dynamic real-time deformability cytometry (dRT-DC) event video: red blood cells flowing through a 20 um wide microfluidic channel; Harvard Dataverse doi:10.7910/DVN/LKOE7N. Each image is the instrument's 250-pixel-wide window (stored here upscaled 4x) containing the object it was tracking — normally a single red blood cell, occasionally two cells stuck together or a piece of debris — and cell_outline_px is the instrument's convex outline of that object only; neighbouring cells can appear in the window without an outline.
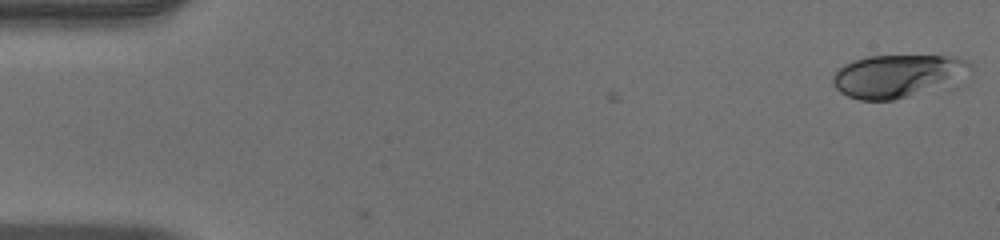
{"species": "human", "species_latin": "Homo sapiens", "temperature_condition": "warm", "stored_images_in_passage": 51, "camera_frame_rate_fps": 3000, "um_per_image_px": 0.085, "donor": {"sex": "male"}, "frame": {"image": 1, "passage_image": 1, "time_ms": 0.0, "image_size_px": [1000, 240], "cell_outline_px": [[976, 68], [908, 96], [892, 100], [860, 100], [848, 96], [840, 92], [832, 84], [832, 76], [844, 64], [852, 60], [868, 56], [956, 56], [968, 60]], "centroid_in_image_um": [76.15, 6.41], "position_along_channel_um": 8.8, "area_um2": 33.06}}
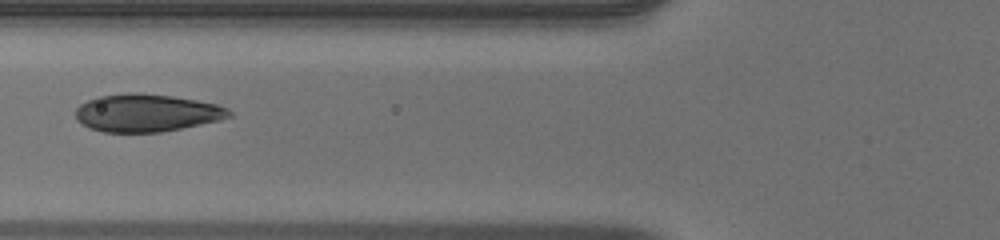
{"frame": {"image": 2, "passage_image": 20, "time_ms": 6.333, "image_size_px": [1000, 240], "cell_outline_px": [[232, 116], [220, 120], [160, 132], [104, 132], [88, 128], [76, 120], [76, 108], [80, 104], [88, 100], [100, 96], [128, 92], [140, 92], [172, 96], [196, 100], [216, 104], [228, 108], [232, 112]], "centroid_in_image_um": [12.44, 9.59], "position_along_channel_um": 113.4, "area_um2": 33.76}}
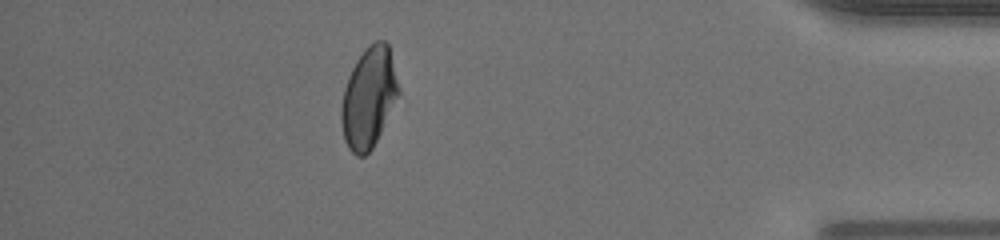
{"frame": {"image": 3, "passage_image": 45, "time_ms": 14.667, "image_size_px": [1000, 240], "cell_outline_px": [[400, 92], [372, 148], [364, 156], [356, 156], [348, 148], [344, 140], [340, 120], [340, 108], [344, 88], [348, 76], [356, 60], [364, 48], [368, 44], [376, 40], [384, 40], [388, 44], [400, 88]], "centroid_in_image_um": [31.32, 8.27], "position_along_channel_um": 403.9, "area_um2": 33.52}, "authors_computed_cell_mechanics": {"area_um2": 33.5818, "velocity_mm_per_s": 4.0102, "shape_relaxation_time_tau1_ms": 4.7843, "shape_relaxation_time_tau2_ms": null, "deformation_change_tau1": 0.2062, "deformation_change_tau2": null}}